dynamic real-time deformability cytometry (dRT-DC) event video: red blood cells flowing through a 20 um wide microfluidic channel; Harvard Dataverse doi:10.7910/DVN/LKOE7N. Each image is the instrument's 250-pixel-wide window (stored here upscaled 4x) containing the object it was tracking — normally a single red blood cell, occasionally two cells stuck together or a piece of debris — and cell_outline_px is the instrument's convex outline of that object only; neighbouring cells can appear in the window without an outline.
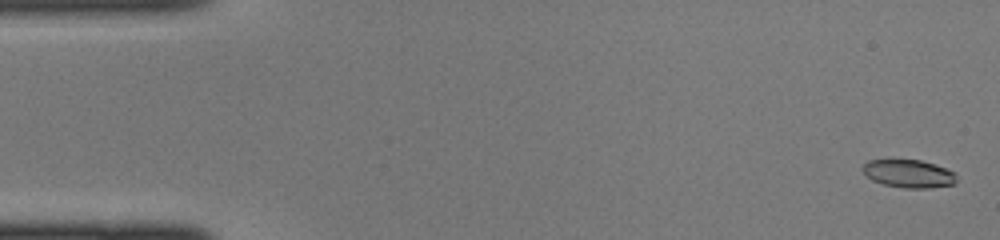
{"species": "common noctule bat (a hibernating species)", "species_latin": "Nyctalus noctula", "temperature_condition": "cold", "stored_images_in_passage": 45, "camera_frame_rate_fps": 3000, "um_per_image_px": 0.085, "animal": {"sex": "female", "body_mass_g": 22.0, "forearm_length_mm": 56.7}, "frame": {"image": 1, "passage_image": 2, "time_ms": 0.333, "image_size_px": [1000, 240], "cell_outline_px": [[956, 184], [928, 188], [904, 188], [884, 184], [872, 180], [864, 172], [864, 164], [868, 160], [920, 160], [956, 172]], "centroid_in_image_um": [77.28, 14.77], "position_along_channel_um": 7.7, "area_um2": 15.09}}
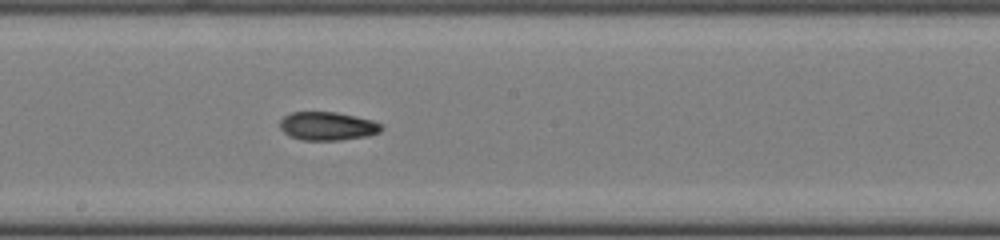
{"frame": {"image": 2, "passage_image": 25, "time_ms": 8.0, "image_size_px": [1000, 240], "cell_outline_px": [[384, 128], [380, 132], [368, 136], [340, 140], [304, 140], [292, 136], [284, 132], [280, 128], [280, 120], [284, 116], [292, 112], [336, 112], [356, 116], [372, 120], [384, 124]], "centroid_in_image_um": [27.89, 10.71], "position_along_channel_um": 220.3, "area_um2": 16.88}}
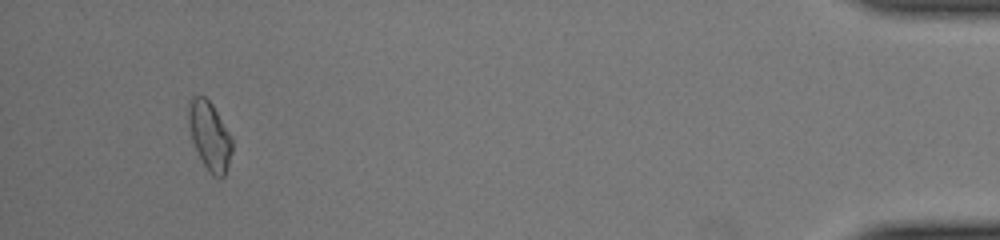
{"frame": {"image": 3, "passage_image": 43, "time_ms": 14.0, "image_size_px": [1000, 240], "cell_outline_px": [[232, 152], [224, 176], [220, 180], [212, 176], [204, 164], [192, 140], [188, 124], [188, 104], [192, 96], [204, 96], [212, 104], [228, 132], [232, 140]], "centroid_in_image_um": [17.81, 11.56], "position_along_channel_um": 417.4, "area_um2": 17.17}}